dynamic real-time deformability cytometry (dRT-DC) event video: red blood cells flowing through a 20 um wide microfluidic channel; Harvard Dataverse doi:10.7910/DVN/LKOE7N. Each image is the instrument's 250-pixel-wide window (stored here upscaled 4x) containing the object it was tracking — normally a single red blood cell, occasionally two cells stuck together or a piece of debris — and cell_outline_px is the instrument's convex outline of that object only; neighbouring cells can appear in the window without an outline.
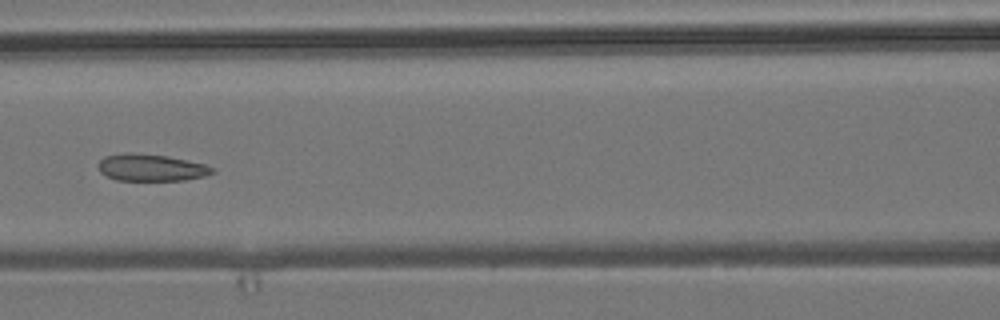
{"species": "common noctule bat (a hibernating species)", "species_latin": "Nyctalus noctula", "temperature_condition": "room temperature", "stored_images_in_passage": 6, "camera_frame_rate_fps": 3000, "um_per_image_px": 0.085, "animal": {"sex": "male", "body_mass_g": 19.2, "forearm_length_mm": 51.8}, "frame": {"image": 1, "passage_image": 6, "time_ms": 1.667, "image_size_px": [1000, 320], "cell_outline_px": [[216, 172], [204, 176], [184, 180], [116, 180], [100, 172], [96, 164], [104, 156], [124, 152], [132, 152], [168, 156], [204, 164], [216, 168]], "centroid_in_image_um": [12.83, 14.23], "position_along_channel_um": 153.8, "area_um2": 18.09}}